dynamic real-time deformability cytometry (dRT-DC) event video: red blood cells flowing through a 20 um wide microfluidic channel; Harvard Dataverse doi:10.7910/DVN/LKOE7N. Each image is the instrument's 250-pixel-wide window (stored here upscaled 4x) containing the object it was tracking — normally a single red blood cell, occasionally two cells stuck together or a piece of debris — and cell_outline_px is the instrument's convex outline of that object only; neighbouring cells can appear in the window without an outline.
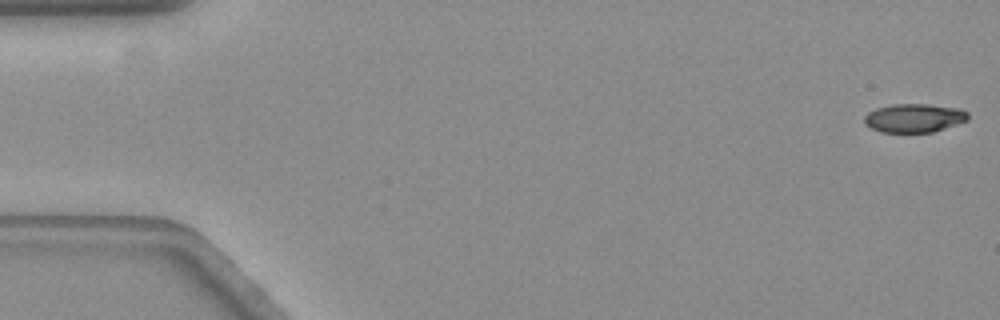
{"species": "common noctule bat (a hibernating species)", "species_latin": "Nyctalus noctula", "temperature_condition": "warm", "stored_images_in_passage": 58, "camera_frame_rate_fps": 3000, "um_per_image_px": 0.085, "animal": {"sex": "female", "body_mass_g": 19.3, "forearm_length_mm": 54.1}, "frame": {"image": 1, "passage_image": 1, "time_ms": 0.0, "image_size_px": [1000, 320], "cell_outline_px": [[968, 120], [932, 132], [880, 132], [864, 124], [864, 116], [868, 112], [876, 108], [892, 104], [924, 104], [960, 108], [968, 112]], "centroid_in_image_um": [77.68, 10.02], "position_along_channel_um": 7.3, "area_um2": 17.28}}
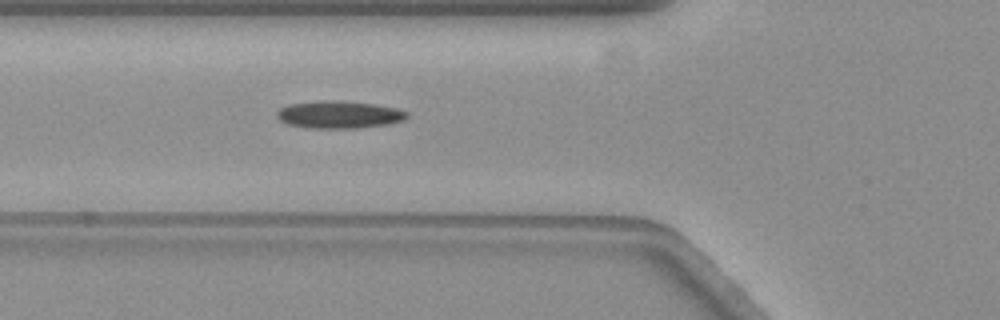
{"frame": {"image": 2, "passage_image": 21, "time_ms": 6.667, "image_size_px": [1000, 320], "cell_outline_px": [[408, 116], [404, 120], [388, 124], [356, 128], [312, 128], [288, 124], [280, 120], [276, 116], [276, 112], [280, 108], [288, 104], [336, 100], [372, 104], [396, 108], [408, 112]], "centroid_in_image_um": [28.82, 9.75], "position_along_channel_um": 97.0, "area_um2": 20.52}}
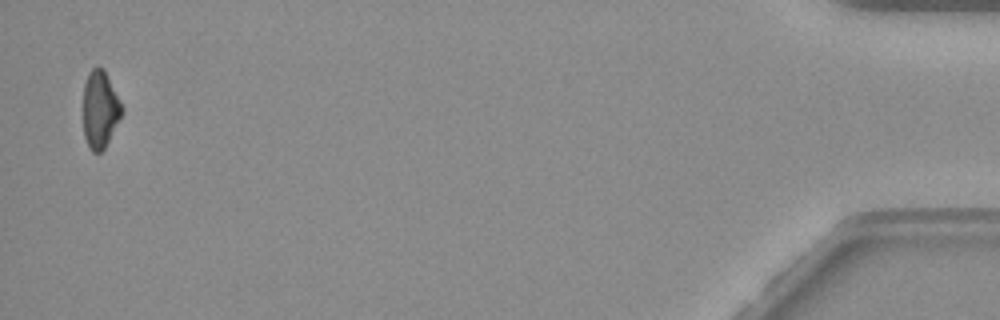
{"frame": {"image": 3, "passage_image": 57, "time_ms": 18.667, "image_size_px": [1000, 320], "cell_outline_px": [[124, 112], [104, 148], [100, 152], [92, 152], [88, 148], [84, 136], [84, 84], [88, 72], [96, 64], [104, 68], [124, 108]], "centroid_in_image_um": [8.51, 9.26], "position_along_channel_um": 426.7, "area_um2": 17.63}, "authors_computed_cell_mechanics": {"area_um2": 18.9295, "velocity_mm_per_s": 3.5508, "shape_relaxation_time_tau1_ms": 10.4135, "shape_relaxation_time_tau2_ms": null, "deformation_change_tau1": 0.2359, "deformation_change_tau2": null}}